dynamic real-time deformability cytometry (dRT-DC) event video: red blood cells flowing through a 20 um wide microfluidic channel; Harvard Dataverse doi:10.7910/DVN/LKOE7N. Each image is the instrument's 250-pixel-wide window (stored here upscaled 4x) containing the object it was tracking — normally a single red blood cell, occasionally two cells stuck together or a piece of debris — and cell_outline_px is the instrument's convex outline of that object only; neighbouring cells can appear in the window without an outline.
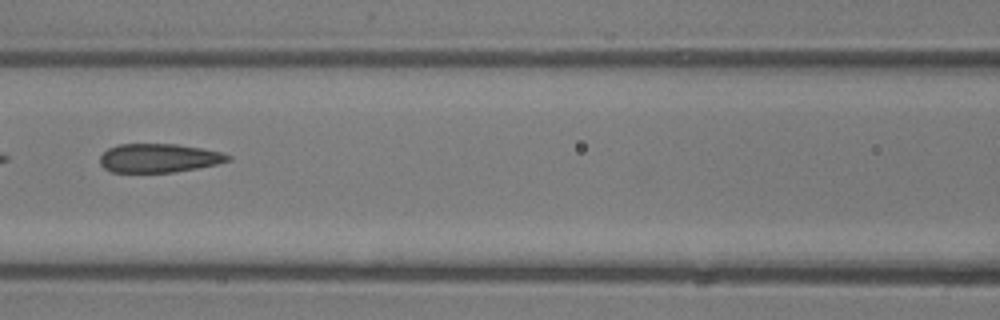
{"species": "common noctule bat (a hibernating species)", "species_latin": "Nyctalus noctula", "temperature_condition": "room temperature", "stored_images_in_passage": 6, "camera_frame_rate_fps": 3000, "um_per_image_px": 0.085, "animal": {"sex": "male", "body_mass_g": 13.3}, "frame": {"image": 1, "passage_image": 6, "time_ms": 6.667, "image_size_px": [1000, 320], "cell_outline_px": [[232, 160], [216, 164], [176, 172], [112, 172], [104, 168], [100, 164], [100, 156], [108, 148], [120, 144], [176, 144], [200, 148], [220, 152], [232, 156]], "centroid_in_image_um": [13.5, 13.44], "position_along_channel_um": 153.1, "area_um2": 21.39}}